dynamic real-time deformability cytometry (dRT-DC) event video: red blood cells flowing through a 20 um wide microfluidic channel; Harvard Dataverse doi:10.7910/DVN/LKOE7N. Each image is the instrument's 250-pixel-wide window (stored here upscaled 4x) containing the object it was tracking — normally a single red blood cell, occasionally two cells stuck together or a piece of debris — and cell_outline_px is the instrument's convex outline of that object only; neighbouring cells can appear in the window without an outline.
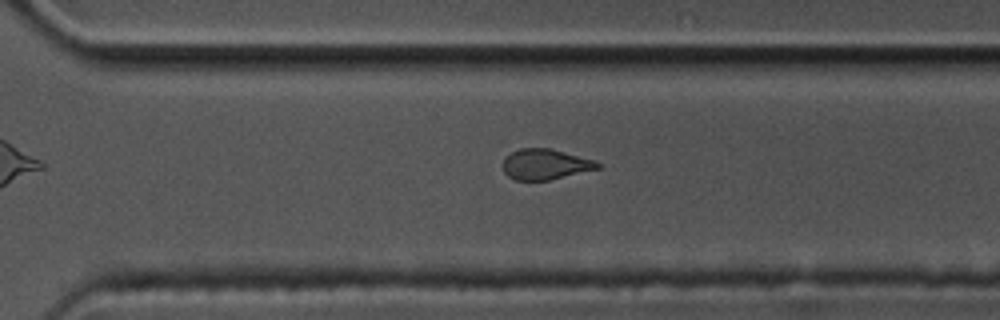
{"species": "common noctule bat (a hibernating species)", "species_latin": "Nyctalus noctula", "temperature_condition": "cold", "stored_images_in_passage": 31, "camera_frame_rate_fps": 3000, "um_per_image_px": 0.085, "animal": {"sex": "male", "body_mass_g": 17.5, "forearm_length_mm": 52.3}, "frame": {"image": 1, "passage_image": 22, "time_ms": 7.0, "image_size_px": [1000, 320], "cell_outline_px": [[600, 168], [548, 180], [516, 180], [508, 176], [504, 172], [504, 156], [520, 148], [552, 148], [596, 160], [600, 164]], "centroid_in_image_um": [46.36, 13.95], "position_along_channel_um": 324.2, "area_um2": 16.88}}